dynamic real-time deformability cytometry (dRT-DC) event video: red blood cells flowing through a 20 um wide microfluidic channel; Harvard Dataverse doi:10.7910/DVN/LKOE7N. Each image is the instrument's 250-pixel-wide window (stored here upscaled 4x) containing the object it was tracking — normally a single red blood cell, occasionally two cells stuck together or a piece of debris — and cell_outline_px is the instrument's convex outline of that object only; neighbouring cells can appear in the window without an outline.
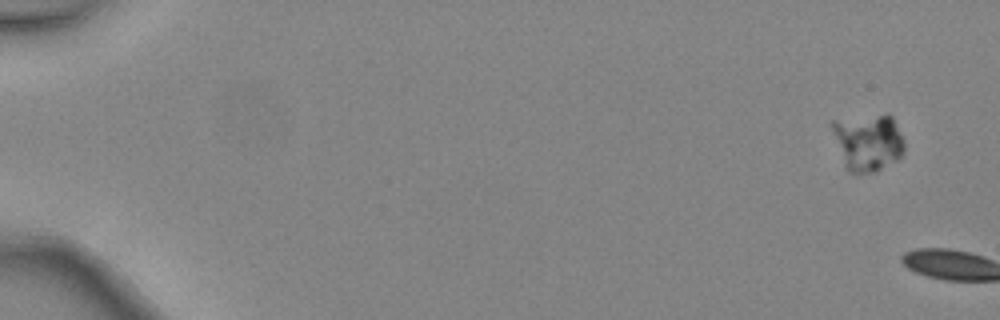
{"species": "common noctule bat (a hibernating species)", "species_latin": "Nyctalus noctula", "temperature_condition": "warm", "stored_images_in_passage": 2, "camera_frame_rate_fps": 3000, "um_per_image_px": 0.085, "animal": {"sex": "female", "body_mass_g": 24.6, "forearm_length_mm": 56.2}, "frame": {"image": 1, "passage_image": 1, "time_ms": 0.0, "image_size_px": [1000, 320], "cell_outline_px": [[904, 152], [896, 160], [876, 172], [852, 172], [844, 164], [832, 128], [832, 120], [880, 116], [892, 116], [904, 140]], "centroid_in_image_um": [73.81, 12.11], "position_along_channel_um": 11.2, "area_um2": 23.12}}